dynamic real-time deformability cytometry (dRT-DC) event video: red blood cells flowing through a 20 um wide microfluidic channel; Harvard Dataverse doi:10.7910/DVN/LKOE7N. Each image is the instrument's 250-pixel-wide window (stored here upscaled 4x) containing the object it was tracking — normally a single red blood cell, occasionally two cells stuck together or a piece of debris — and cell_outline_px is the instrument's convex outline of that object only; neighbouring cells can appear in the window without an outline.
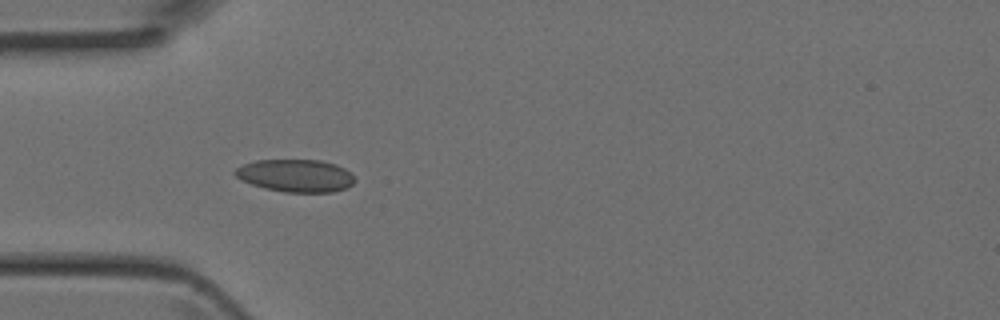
{"species": "Egyptian fruit bat (a non-hibernating species)", "species_latin": "Rousettus aegyptiacus", "temperature_condition": "room temperature", "stored_images_in_passage": 4, "camera_frame_rate_fps": 3000, "um_per_image_px": 0.085, "animal": {"sex": "female"}, "frame": {"image": 1, "passage_image": 3, "time_ms": 0.667, "image_size_px": [1000, 320], "cell_outline_px": [[356, 180], [348, 188], [332, 192], [284, 192], [264, 188], [240, 180], [232, 172], [236, 168], [244, 164], [256, 160], [320, 160], [336, 164], [352, 172]], "centroid_in_image_um": [25.15, 14.93], "position_along_channel_um": 59.8, "area_um2": 22.95}}
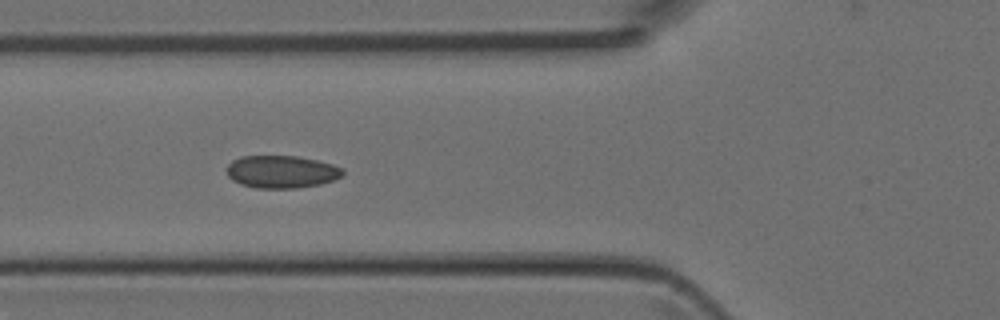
{"frame": {"image": 2, "passage_image": 4, "time_ms": 1.0, "image_size_px": [1000, 320], "cell_outline_px": [[344, 172], [340, 176], [332, 180], [320, 184], [296, 188], [256, 188], [240, 184], [232, 180], [228, 176], [228, 164], [232, 160], [240, 156], [296, 156], [316, 160], [332, 164], [344, 168]], "centroid_in_image_um": [23.91, 14.6], "position_along_channel_um": 101.9, "area_um2": 21.96}}